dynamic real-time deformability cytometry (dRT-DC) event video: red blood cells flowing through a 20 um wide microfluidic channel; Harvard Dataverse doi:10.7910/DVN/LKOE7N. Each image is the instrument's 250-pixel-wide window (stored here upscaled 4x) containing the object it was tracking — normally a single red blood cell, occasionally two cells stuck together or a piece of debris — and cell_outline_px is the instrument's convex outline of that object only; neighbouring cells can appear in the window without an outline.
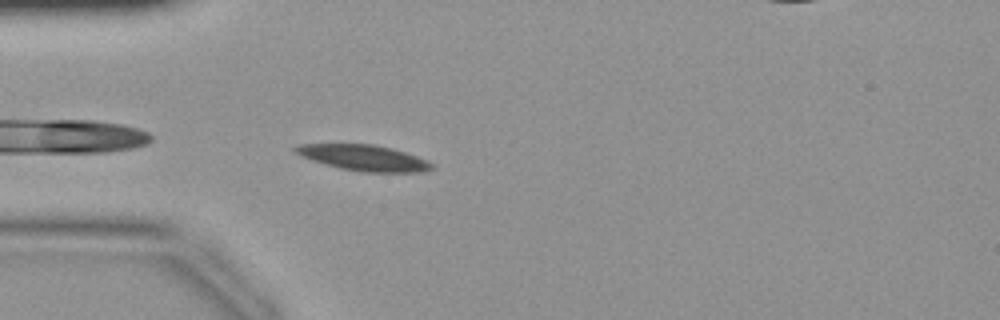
{"species": "common noctule bat (a hibernating species)", "species_latin": "Nyctalus noctula", "temperature_condition": "warm", "stored_images_in_passage": 34, "camera_frame_rate_fps": 3000, "um_per_image_px": 0.085, "animal": {"sex": "female", "body_mass_g": 19.9}, "frame": {"image": 1, "passage_image": 2, "time_ms": 0.333, "image_size_px": [1000, 320], "cell_outline_px": [[436, 168], [420, 172], [360, 172], [340, 168], [312, 160], [300, 156], [292, 148], [296, 144], [372, 144], [392, 148], [428, 160], [436, 164]], "centroid_in_image_um": [30.95, 13.41], "position_along_channel_um": 54.0, "area_um2": 20.63}}
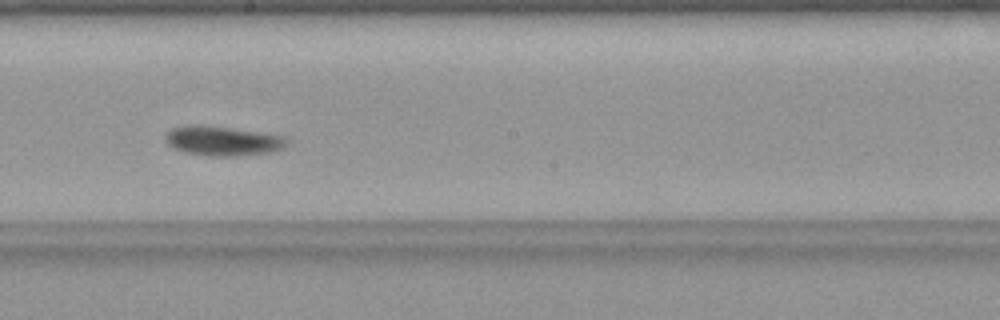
{"frame": {"image": 2, "passage_image": 14, "time_ms": 4.333, "image_size_px": [1000, 320], "cell_outline_px": [[288, 140], [280, 148], [264, 152], [236, 156], [208, 156], [184, 152], [168, 144], [164, 140], [164, 136], [172, 128], [184, 124], [200, 124], [284, 136]], "centroid_in_image_um": [18.8, 11.96], "position_along_channel_um": 229.4, "area_um2": 20.52}}
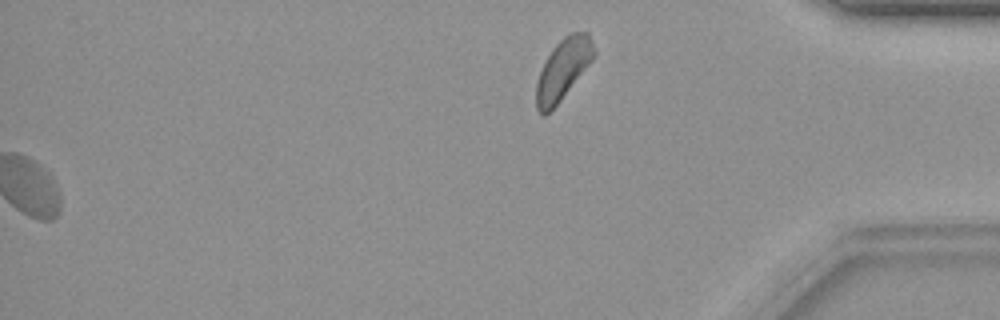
{"frame": {"image": 3, "passage_image": 34, "time_ms": 11.0, "image_size_px": [1000, 320], "cell_outline_px": [[596, 52], [592, 60], [560, 100], [544, 116], [536, 108], [536, 84], [544, 60], [552, 48], [564, 36], [572, 32], [588, 32]], "centroid_in_image_um": [47.84, 5.85], "position_along_channel_um": 387.4, "area_um2": 20.06}}